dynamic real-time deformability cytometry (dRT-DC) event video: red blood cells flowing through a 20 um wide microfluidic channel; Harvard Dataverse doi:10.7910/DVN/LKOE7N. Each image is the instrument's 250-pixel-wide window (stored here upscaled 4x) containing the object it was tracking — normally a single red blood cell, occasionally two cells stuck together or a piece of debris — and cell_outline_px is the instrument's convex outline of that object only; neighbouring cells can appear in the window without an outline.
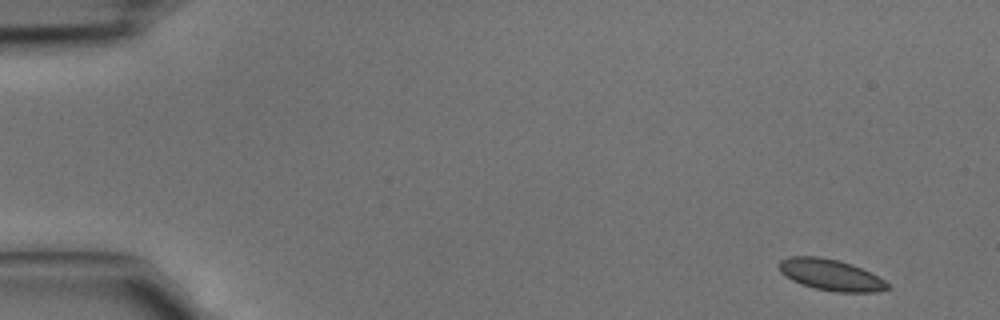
{"species": "common noctule bat (a hibernating species)", "species_latin": "Nyctalus noctula", "temperature_condition": "cold", "stored_images_in_passage": 5, "camera_frame_rate_fps": 3000, "um_per_image_px": 0.085, "animal": {"sex": "male", "body_mass_g": 15.6}, "frame": {"image": 1, "passage_image": 1, "time_ms": 0.0, "image_size_px": [1000, 320], "cell_outline_px": [[892, 288], [876, 292], [836, 292], [812, 288], [800, 284], [784, 276], [780, 272], [780, 260], [788, 256], [820, 256], [840, 260], [852, 264], [884, 280]], "centroid_in_image_um": [70.58, 23.36], "position_along_channel_um": 14.4, "area_um2": 19.88}}
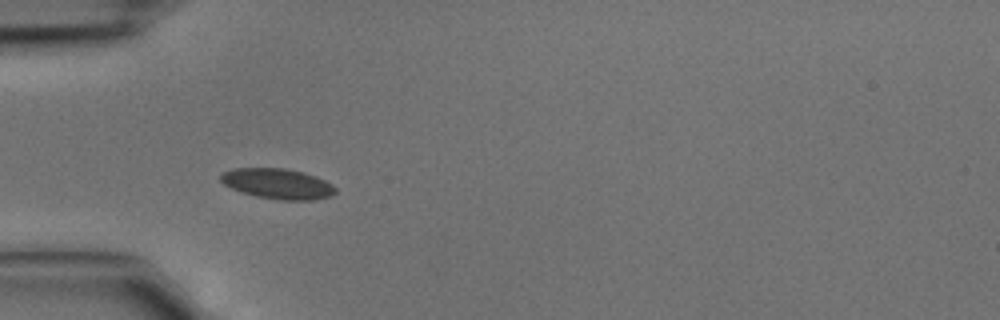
{"frame": {"image": 2, "passage_image": 4, "time_ms": 1.0, "image_size_px": [1000, 320], "cell_outline_px": [[336, 192], [332, 196], [312, 200], [280, 200], [256, 196], [232, 188], [224, 184], [220, 180], [220, 172], [232, 168], [284, 168], [304, 172], [316, 176], [332, 184], [336, 188]], "centroid_in_image_um": [23.6, 15.61], "position_along_channel_um": 61.4, "area_um2": 20.4}}